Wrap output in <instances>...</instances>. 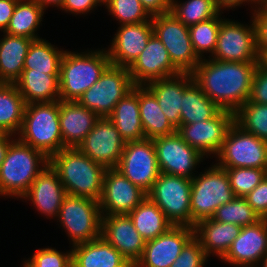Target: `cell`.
<instances>
[{"label": "cell", "instance_id": "obj_4", "mask_svg": "<svg viewBox=\"0 0 267 267\" xmlns=\"http://www.w3.org/2000/svg\"><path fill=\"white\" fill-rule=\"evenodd\" d=\"M110 64L108 53L103 51L85 56L64 52L59 71V100L77 101Z\"/></svg>", "mask_w": 267, "mask_h": 267}, {"label": "cell", "instance_id": "obj_52", "mask_svg": "<svg viewBox=\"0 0 267 267\" xmlns=\"http://www.w3.org/2000/svg\"><path fill=\"white\" fill-rule=\"evenodd\" d=\"M243 1L245 0H215L216 2V5L218 8H221V6H228V7H231V6H237L239 5L240 3H242ZM253 1V0H251Z\"/></svg>", "mask_w": 267, "mask_h": 267}, {"label": "cell", "instance_id": "obj_21", "mask_svg": "<svg viewBox=\"0 0 267 267\" xmlns=\"http://www.w3.org/2000/svg\"><path fill=\"white\" fill-rule=\"evenodd\" d=\"M120 29L108 55L112 65L128 68L145 49L153 34L152 21L124 24Z\"/></svg>", "mask_w": 267, "mask_h": 267}, {"label": "cell", "instance_id": "obj_46", "mask_svg": "<svg viewBox=\"0 0 267 267\" xmlns=\"http://www.w3.org/2000/svg\"><path fill=\"white\" fill-rule=\"evenodd\" d=\"M250 102L267 104V70L258 64L252 79Z\"/></svg>", "mask_w": 267, "mask_h": 267}, {"label": "cell", "instance_id": "obj_20", "mask_svg": "<svg viewBox=\"0 0 267 267\" xmlns=\"http://www.w3.org/2000/svg\"><path fill=\"white\" fill-rule=\"evenodd\" d=\"M101 236L134 266L141 258L145 240L128 214L102 217Z\"/></svg>", "mask_w": 267, "mask_h": 267}, {"label": "cell", "instance_id": "obj_35", "mask_svg": "<svg viewBox=\"0 0 267 267\" xmlns=\"http://www.w3.org/2000/svg\"><path fill=\"white\" fill-rule=\"evenodd\" d=\"M21 2V3H20ZM43 8L35 0L23 2L19 0L15 6L6 33L14 36H22L30 39H38L34 36L35 28L42 19Z\"/></svg>", "mask_w": 267, "mask_h": 267}, {"label": "cell", "instance_id": "obj_43", "mask_svg": "<svg viewBox=\"0 0 267 267\" xmlns=\"http://www.w3.org/2000/svg\"><path fill=\"white\" fill-rule=\"evenodd\" d=\"M207 255L197 236H193L182 248L180 255L170 267H202Z\"/></svg>", "mask_w": 267, "mask_h": 267}, {"label": "cell", "instance_id": "obj_56", "mask_svg": "<svg viewBox=\"0 0 267 267\" xmlns=\"http://www.w3.org/2000/svg\"><path fill=\"white\" fill-rule=\"evenodd\" d=\"M264 3L265 4H263V7H265L267 9V0Z\"/></svg>", "mask_w": 267, "mask_h": 267}, {"label": "cell", "instance_id": "obj_2", "mask_svg": "<svg viewBox=\"0 0 267 267\" xmlns=\"http://www.w3.org/2000/svg\"><path fill=\"white\" fill-rule=\"evenodd\" d=\"M67 195L100 201L106 168L92 161L79 148H63L49 158Z\"/></svg>", "mask_w": 267, "mask_h": 267}, {"label": "cell", "instance_id": "obj_50", "mask_svg": "<svg viewBox=\"0 0 267 267\" xmlns=\"http://www.w3.org/2000/svg\"><path fill=\"white\" fill-rule=\"evenodd\" d=\"M99 3L98 0H64L61 8H65L72 12H86Z\"/></svg>", "mask_w": 267, "mask_h": 267}, {"label": "cell", "instance_id": "obj_11", "mask_svg": "<svg viewBox=\"0 0 267 267\" xmlns=\"http://www.w3.org/2000/svg\"><path fill=\"white\" fill-rule=\"evenodd\" d=\"M99 210L98 201L72 195L64 197L58 214L74 245L101 237L102 217Z\"/></svg>", "mask_w": 267, "mask_h": 267}, {"label": "cell", "instance_id": "obj_12", "mask_svg": "<svg viewBox=\"0 0 267 267\" xmlns=\"http://www.w3.org/2000/svg\"><path fill=\"white\" fill-rule=\"evenodd\" d=\"M115 169L148 193L161 174L153 140L145 138L126 142Z\"/></svg>", "mask_w": 267, "mask_h": 267}, {"label": "cell", "instance_id": "obj_45", "mask_svg": "<svg viewBox=\"0 0 267 267\" xmlns=\"http://www.w3.org/2000/svg\"><path fill=\"white\" fill-rule=\"evenodd\" d=\"M244 198L261 219H267V176Z\"/></svg>", "mask_w": 267, "mask_h": 267}, {"label": "cell", "instance_id": "obj_29", "mask_svg": "<svg viewBox=\"0 0 267 267\" xmlns=\"http://www.w3.org/2000/svg\"><path fill=\"white\" fill-rule=\"evenodd\" d=\"M180 78L172 81L171 77L157 79L149 82L147 89L156 97L161 110L166 115L172 126L177 129L181 125L180 110L182 105V96L184 94L185 72L176 75Z\"/></svg>", "mask_w": 267, "mask_h": 267}, {"label": "cell", "instance_id": "obj_55", "mask_svg": "<svg viewBox=\"0 0 267 267\" xmlns=\"http://www.w3.org/2000/svg\"><path fill=\"white\" fill-rule=\"evenodd\" d=\"M264 266L263 267H267V256L264 257Z\"/></svg>", "mask_w": 267, "mask_h": 267}, {"label": "cell", "instance_id": "obj_49", "mask_svg": "<svg viewBox=\"0 0 267 267\" xmlns=\"http://www.w3.org/2000/svg\"><path fill=\"white\" fill-rule=\"evenodd\" d=\"M19 0H0V29L6 31Z\"/></svg>", "mask_w": 267, "mask_h": 267}, {"label": "cell", "instance_id": "obj_8", "mask_svg": "<svg viewBox=\"0 0 267 267\" xmlns=\"http://www.w3.org/2000/svg\"><path fill=\"white\" fill-rule=\"evenodd\" d=\"M135 85L127 67L110 64L99 80L85 91L77 102L93 111L100 118L108 117L116 104Z\"/></svg>", "mask_w": 267, "mask_h": 267}, {"label": "cell", "instance_id": "obj_37", "mask_svg": "<svg viewBox=\"0 0 267 267\" xmlns=\"http://www.w3.org/2000/svg\"><path fill=\"white\" fill-rule=\"evenodd\" d=\"M235 123L245 132L267 141V104L248 100L235 112Z\"/></svg>", "mask_w": 267, "mask_h": 267}, {"label": "cell", "instance_id": "obj_16", "mask_svg": "<svg viewBox=\"0 0 267 267\" xmlns=\"http://www.w3.org/2000/svg\"><path fill=\"white\" fill-rule=\"evenodd\" d=\"M161 173L191 178L190 171L203 157L175 132L152 139Z\"/></svg>", "mask_w": 267, "mask_h": 267}, {"label": "cell", "instance_id": "obj_47", "mask_svg": "<svg viewBox=\"0 0 267 267\" xmlns=\"http://www.w3.org/2000/svg\"><path fill=\"white\" fill-rule=\"evenodd\" d=\"M256 43L259 55L267 51V9L264 7L254 17Z\"/></svg>", "mask_w": 267, "mask_h": 267}, {"label": "cell", "instance_id": "obj_48", "mask_svg": "<svg viewBox=\"0 0 267 267\" xmlns=\"http://www.w3.org/2000/svg\"><path fill=\"white\" fill-rule=\"evenodd\" d=\"M140 2L152 17L170 12L172 0H140Z\"/></svg>", "mask_w": 267, "mask_h": 267}, {"label": "cell", "instance_id": "obj_6", "mask_svg": "<svg viewBox=\"0 0 267 267\" xmlns=\"http://www.w3.org/2000/svg\"><path fill=\"white\" fill-rule=\"evenodd\" d=\"M201 176L196 179L192 177L190 206L193 228L199 221L211 218L217 208L236 197L224 168L214 165Z\"/></svg>", "mask_w": 267, "mask_h": 267}, {"label": "cell", "instance_id": "obj_36", "mask_svg": "<svg viewBox=\"0 0 267 267\" xmlns=\"http://www.w3.org/2000/svg\"><path fill=\"white\" fill-rule=\"evenodd\" d=\"M63 54L44 40L35 39L25 57L24 69H32V72H43L47 75H59Z\"/></svg>", "mask_w": 267, "mask_h": 267}, {"label": "cell", "instance_id": "obj_31", "mask_svg": "<svg viewBox=\"0 0 267 267\" xmlns=\"http://www.w3.org/2000/svg\"><path fill=\"white\" fill-rule=\"evenodd\" d=\"M241 228V226L236 224L218 222L208 218L199 221L195 225L194 231L196 234L197 231L200 232L201 230L200 235L202 234V236L198 240L207 256L210 250L214 249V252L223 257L235 238L239 236Z\"/></svg>", "mask_w": 267, "mask_h": 267}, {"label": "cell", "instance_id": "obj_22", "mask_svg": "<svg viewBox=\"0 0 267 267\" xmlns=\"http://www.w3.org/2000/svg\"><path fill=\"white\" fill-rule=\"evenodd\" d=\"M100 117L77 101L59 100L63 148H78Z\"/></svg>", "mask_w": 267, "mask_h": 267}, {"label": "cell", "instance_id": "obj_27", "mask_svg": "<svg viewBox=\"0 0 267 267\" xmlns=\"http://www.w3.org/2000/svg\"><path fill=\"white\" fill-rule=\"evenodd\" d=\"M33 39L6 34L0 42V83L14 84L24 70Z\"/></svg>", "mask_w": 267, "mask_h": 267}, {"label": "cell", "instance_id": "obj_28", "mask_svg": "<svg viewBox=\"0 0 267 267\" xmlns=\"http://www.w3.org/2000/svg\"><path fill=\"white\" fill-rule=\"evenodd\" d=\"M188 79H190V81ZM186 80L189 84H187ZM184 82V94L182 96L180 110L181 124H192L197 123L198 121H206L214 118L221 111V109L211 101L193 81L191 73L185 72Z\"/></svg>", "mask_w": 267, "mask_h": 267}, {"label": "cell", "instance_id": "obj_32", "mask_svg": "<svg viewBox=\"0 0 267 267\" xmlns=\"http://www.w3.org/2000/svg\"><path fill=\"white\" fill-rule=\"evenodd\" d=\"M139 111L144 136L155 139L176 132V129L161 110L156 97L147 89L139 85Z\"/></svg>", "mask_w": 267, "mask_h": 267}, {"label": "cell", "instance_id": "obj_23", "mask_svg": "<svg viewBox=\"0 0 267 267\" xmlns=\"http://www.w3.org/2000/svg\"><path fill=\"white\" fill-rule=\"evenodd\" d=\"M265 256H267V219H261L253 225L241 228L239 236L232 242L222 259L229 263L248 266Z\"/></svg>", "mask_w": 267, "mask_h": 267}, {"label": "cell", "instance_id": "obj_53", "mask_svg": "<svg viewBox=\"0 0 267 267\" xmlns=\"http://www.w3.org/2000/svg\"><path fill=\"white\" fill-rule=\"evenodd\" d=\"M35 1H37L39 4H40V6L43 8L44 6H45V4H51V3H54V5L55 4H57V5H60V6H62V4H63V2H64V0H35Z\"/></svg>", "mask_w": 267, "mask_h": 267}, {"label": "cell", "instance_id": "obj_41", "mask_svg": "<svg viewBox=\"0 0 267 267\" xmlns=\"http://www.w3.org/2000/svg\"><path fill=\"white\" fill-rule=\"evenodd\" d=\"M224 169L236 197L244 198L267 176V169L242 167Z\"/></svg>", "mask_w": 267, "mask_h": 267}, {"label": "cell", "instance_id": "obj_24", "mask_svg": "<svg viewBox=\"0 0 267 267\" xmlns=\"http://www.w3.org/2000/svg\"><path fill=\"white\" fill-rule=\"evenodd\" d=\"M72 267H133L129 261L102 236L75 245Z\"/></svg>", "mask_w": 267, "mask_h": 267}, {"label": "cell", "instance_id": "obj_19", "mask_svg": "<svg viewBox=\"0 0 267 267\" xmlns=\"http://www.w3.org/2000/svg\"><path fill=\"white\" fill-rule=\"evenodd\" d=\"M134 85L166 77H175L180 71L172 64L168 51L155 34H152L145 49L128 67Z\"/></svg>", "mask_w": 267, "mask_h": 267}, {"label": "cell", "instance_id": "obj_7", "mask_svg": "<svg viewBox=\"0 0 267 267\" xmlns=\"http://www.w3.org/2000/svg\"><path fill=\"white\" fill-rule=\"evenodd\" d=\"M192 179L161 173L147 197L154 202L174 226L191 227Z\"/></svg>", "mask_w": 267, "mask_h": 267}, {"label": "cell", "instance_id": "obj_13", "mask_svg": "<svg viewBox=\"0 0 267 267\" xmlns=\"http://www.w3.org/2000/svg\"><path fill=\"white\" fill-rule=\"evenodd\" d=\"M125 140L108 117L100 118L78 148L92 161L106 169L116 168Z\"/></svg>", "mask_w": 267, "mask_h": 267}, {"label": "cell", "instance_id": "obj_40", "mask_svg": "<svg viewBox=\"0 0 267 267\" xmlns=\"http://www.w3.org/2000/svg\"><path fill=\"white\" fill-rule=\"evenodd\" d=\"M217 17L218 16L188 27L192 47L198 58L200 57L199 53L203 50H211L213 53L215 51L218 32L222 21L218 20Z\"/></svg>", "mask_w": 267, "mask_h": 267}, {"label": "cell", "instance_id": "obj_17", "mask_svg": "<svg viewBox=\"0 0 267 267\" xmlns=\"http://www.w3.org/2000/svg\"><path fill=\"white\" fill-rule=\"evenodd\" d=\"M194 235L193 227L172 226L166 233L145 242L141 258L133 267H170Z\"/></svg>", "mask_w": 267, "mask_h": 267}, {"label": "cell", "instance_id": "obj_9", "mask_svg": "<svg viewBox=\"0 0 267 267\" xmlns=\"http://www.w3.org/2000/svg\"><path fill=\"white\" fill-rule=\"evenodd\" d=\"M153 34L163 43L172 64L180 72L191 73L201 60L195 54L188 26L171 12L152 16Z\"/></svg>", "mask_w": 267, "mask_h": 267}, {"label": "cell", "instance_id": "obj_3", "mask_svg": "<svg viewBox=\"0 0 267 267\" xmlns=\"http://www.w3.org/2000/svg\"><path fill=\"white\" fill-rule=\"evenodd\" d=\"M20 132L21 142L41 151L48 158L58 153L63 149L59 101L26 104Z\"/></svg>", "mask_w": 267, "mask_h": 267}, {"label": "cell", "instance_id": "obj_14", "mask_svg": "<svg viewBox=\"0 0 267 267\" xmlns=\"http://www.w3.org/2000/svg\"><path fill=\"white\" fill-rule=\"evenodd\" d=\"M245 28L230 21H221L214 53L218 61L259 62L254 22ZM252 29V30H251Z\"/></svg>", "mask_w": 267, "mask_h": 267}, {"label": "cell", "instance_id": "obj_15", "mask_svg": "<svg viewBox=\"0 0 267 267\" xmlns=\"http://www.w3.org/2000/svg\"><path fill=\"white\" fill-rule=\"evenodd\" d=\"M235 123V113L221 110L214 118L192 124H181L176 132L191 147L203 155L222 148L230 127Z\"/></svg>", "mask_w": 267, "mask_h": 267}, {"label": "cell", "instance_id": "obj_58", "mask_svg": "<svg viewBox=\"0 0 267 267\" xmlns=\"http://www.w3.org/2000/svg\"><path fill=\"white\" fill-rule=\"evenodd\" d=\"M254 1V0H253ZM257 1V0H256ZM259 1H261L262 3L261 4H263L266 0H259Z\"/></svg>", "mask_w": 267, "mask_h": 267}, {"label": "cell", "instance_id": "obj_26", "mask_svg": "<svg viewBox=\"0 0 267 267\" xmlns=\"http://www.w3.org/2000/svg\"><path fill=\"white\" fill-rule=\"evenodd\" d=\"M108 118L125 142L145 139L139 111V85L119 100Z\"/></svg>", "mask_w": 267, "mask_h": 267}, {"label": "cell", "instance_id": "obj_51", "mask_svg": "<svg viewBox=\"0 0 267 267\" xmlns=\"http://www.w3.org/2000/svg\"><path fill=\"white\" fill-rule=\"evenodd\" d=\"M7 137H9V134L0 133V166L6 157V153L10 145Z\"/></svg>", "mask_w": 267, "mask_h": 267}, {"label": "cell", "instance_id": "obj_57", "mask_svg": "<svg viewBox=\"0 0 267 267\" xmlns=\"http://www.w3.org/2000/svg\"><path fill=\"white\" fill-rule=\"evenodd\" d=\"M98 1L107 3L109 0H98Z\"/></svg>", "mask_w": 267, "mask_h": 267}, {"label": "cell", "instance_id": "obj_42", "mask_svg": "<svg viewBox=\"0 0 267 267\" xmlns=\"http://www.w3.org/2000/svg\"><path fill=\"white\" fill-rule=\"evenodd\" d=\"M108 8L120 22L124 24H137L146 22L147 11L143 8L140 0H109Z\"/></svg>", "mask_w": 267, "mask_h": 267}, {"label": "cell", "instance_id": "obj_18", "mask_svg": "<svg viewBox=\"0 0 267 267\" xmlns=\"http://www.w3.org/2000/svg\"><path fill=\"white\" fill-rule=\"evenodd\" d=\"M147 193L134 185L115 168L106 169L103 178V193L99 201L101 208L113 214H129L145 198Z\"/></svg>", "mask_w": 267, "mask_h": 267}, {"label": "cell", "instance_id": "obj_5", "mask_svg": "<svg viewBox=\"0 0 267 267\" xmlns=\"http://www.w3.org/2000/svg\"><path fill=\"white\" fill-rule=\"evenodd\" d=\"M12 142L0 166V194L8 193L23 197L34 179L44 170H37L38 160H43L45 165H49V158L20 140Z\"/></svg>", "mask_w": 267, "mask_h": 267}, {"label": "cell", "instance_id": "obj_44", "mask_svg": "<svg viewBox=\"0 0 267 267\" xmlns=\"http://www.w3.org/2000/svg\"><path fill=\"white\" fill-rule=\"evenodd\" d=\"M25 267H72V252L65 256L54 249H41Z\"/></svg>", "mask_w": 267, "mask_h": 267}, {"label": "cell", "instance_id": "obj_34", "mask_svg": "<svg viewBox=\"0 0 267 267\" xmlns=\"http://www.w3.org/2000/svg\"><path fill=\"white\" fill-rule=\"evenodd\" d=\"M26 102L15 84L0 83V133L21 130Z\"/></svg>", "mask_w": 267, "mask_h": 267}, {"label": "cell", "instance_id": "obj_30", "mask_svg": "<svg viewBox=\"0 0 267 267\" xmlns=\"http://www.w3.org/2000/svg\"><path fill=\"white\" fill-rule=\"evenodd\" d=\"M14 84L26 104L35 103V100L59 101L54 99V94L55 96L60 94L59 75H47L43 72H32V69H24Z\"/></svg>", "mask_w": 267, "mask_h": 267}, {"label": "cell", "instance_id": "obj_33", "mask_svg": "<svg viewBox=\"0 0 267 267\" xmlns=\"http://www.w3.org/2000/svg\"><path fill=\"white\" fill-rule=\"evenodd\" d=\"M133 224L145 241L155 239L174 226L164 212L146 197L129 214Z\"/></svg>", "mask_w": 267, "mask_h": 267}, {"label": "cell", "instance_id": "obj_25", "mask_svg": "<svg viewBox=\"0 0 267 267\" xmlns=\"http://www.w3.org/2000/svg\"><path fill=\"white\" fill-rule=\"evenodd\" d=\"M66 195L58 174L50 165H45L44 170L34 179L23 196H30L40 211L53 215L59 213Z\"/></svg>", "mask_w": 267, "mask_h": 267}, {"label": "cell", "instance_id": "obj_54", "mask_svg": "<svg viewBox=\"0 0 267 267\" xmlns=\"http://www.w3.org/2000/svg\"><path fill=\"white\" fill-rule=\"evenodd\" d=\"M259 64L267 70V51H263L259 55Z\"/></svg>", "mask_w": 267, "mask_h": 267}, {"label": "cell", "instance_id": "obj_38", "mask_svg": "<svg viewBox=\"0 0 267 267\" xmlns=\"http://www.w3.org/2000/svg\"><path fill=\"white\" fill-rule=\"evenodd\" d=\"M211 218L218 222L232 223L241 227L253 225L261 220L243 197H235L232 201L221 205Z\"/></svg>", "mask_w": 267, "mask_h": 267}, {"label": "cell", "instance_id": "obj_10", "mask_svg": "<svg viewBox=\"0 0 267 267\" xmlns=\"http://www.w3.org/2000/svg\"><path fill=\"white\" fill-rule=\"evenodd\" d=\"M222 168L267 169V141L245 132L234 123L218 153Z\"/></svg>", "mask_w": 267, "mask_h": 267}, {"label": "cell", "instance_id": "obj_1", "mask_svg": "<svg viewBox=\"0 0 267 267\" xmlns=\"http://www.w3.org/2000/svg\"><path fill=\"white\" fill-rule=\"evenodd\" d=\"M206 62L201 61L191 72L193 81L221 110L235 113L249 100L259 62Z\"/></svg>", "mask_w": 267, "mask_h": 267}, {"label": "cell", "instance_id": "obj_39", "mask_svg": "<svg viewBox=\"0 0 267 267\" xmlns=\"http://www.w3.org/2000/svg\"><path fill=\"white\" fill-rule=\"evenodd\" d=\"M215 0H190L183 6L171 2L170 12L186 26L207 21L218 15Z\"/></svg>", "mask_w": 267, "mask_h": 267}]
</instances>
